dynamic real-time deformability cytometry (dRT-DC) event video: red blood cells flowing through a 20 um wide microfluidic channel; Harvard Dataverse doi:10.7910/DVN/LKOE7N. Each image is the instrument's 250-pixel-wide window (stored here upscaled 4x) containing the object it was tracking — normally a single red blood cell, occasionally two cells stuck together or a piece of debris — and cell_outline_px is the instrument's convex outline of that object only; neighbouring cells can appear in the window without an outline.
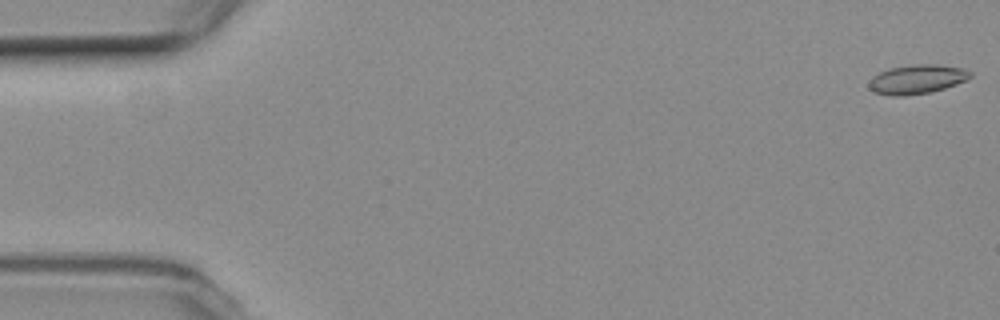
{"species": "common noctule bat (a hibernating species)", "species_latin": "Nyctalus noctula", "temperature_condition": "room temperature", "stored_images_in_passage": 2, "camera_frame_rate_fps": 3000, "um_per_image_px": 0.085, "animal": {"sex": "female", "body_mass_g": 19.3, "forearm_length_mm": 54.1}, "frame": {"image": 1, "passage_image": 1, "time_ms": 0.0, "image_size_px": [1000, 320], "cell_outline_px": [[972, 76], [968, 80], [944, 88], [928, 92], [904, 96], [892, 96], [872, 92], [868, 88], [868, 84], [872, 76], [888, 68], [912, 64], [936, 64], [964, 68], [972, 72]], "centroid_in_image_um": [77.93, 6.73], "position_along_channel_um": 7.1, "area_um2": 17.46}}